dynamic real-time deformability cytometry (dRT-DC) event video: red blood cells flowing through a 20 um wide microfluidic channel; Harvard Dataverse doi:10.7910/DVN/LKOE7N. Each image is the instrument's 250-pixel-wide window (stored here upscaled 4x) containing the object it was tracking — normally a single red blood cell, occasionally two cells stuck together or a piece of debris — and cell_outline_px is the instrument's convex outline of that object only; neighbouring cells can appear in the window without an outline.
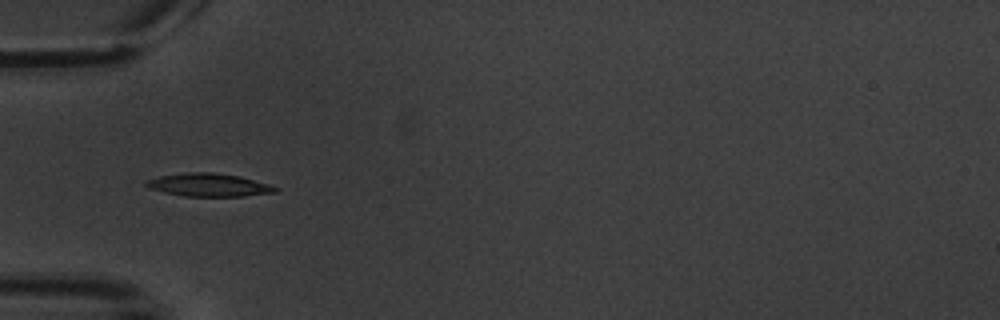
{"species": "common noctule bat (a hibernating species)", "species_latin": "Nyctalus noctula", "temperature_condition": "warm", "stored_images_in_passage": 10, "camera_frame_rate_fps": 3000, "um_per_image_px": 0.085, "animal": {"sex": "male", "body_mass_g": 20.1, "forearm_length_mm": 53.5}, "frame": {"image": 1, "passage_image": 6, "time_ms": 5.667, "image_size_px": [1000, 320], "cell_outline_px": [[280, 188], [276, 192], [244, 196], [184, 196], [164, 192], [148, 188], [144, 184], [144, 180], [160, 176], [184, 172], [212, 172], [240, 176], [268, 184]], "centroid_in_image_um": [17.71, 15.71], "position_along_channel_um": 67.3, "area_um2": 17.4}}
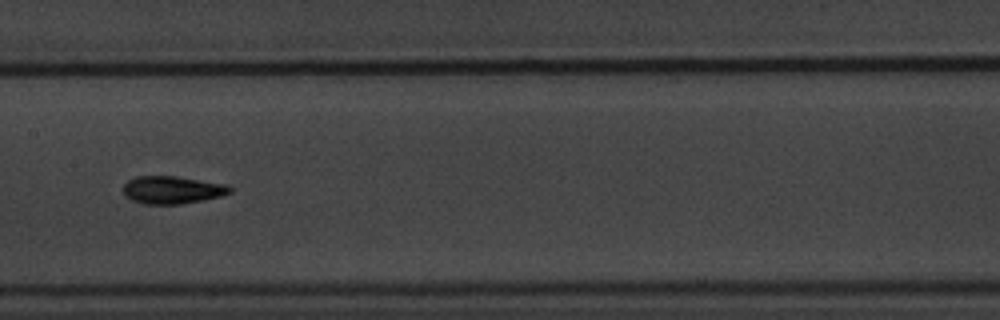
{"frame": {"image": 2, "passage_image": 9, "time_ms": 9.333, "image_size_px": [1000, 320], "cell_outline_px": [[232, 192], [220, 196], [204, 200], [180, 204], [144, 204], [132, 200], [124, 196], [124, 184], [128, 180], [136, 176], [176, 176], [228, 184], [232, 188]], "centroid_in_image_um": [14.65, 16.14], "position_along_channel_um": 192.7, "area_um2": 17.34}}
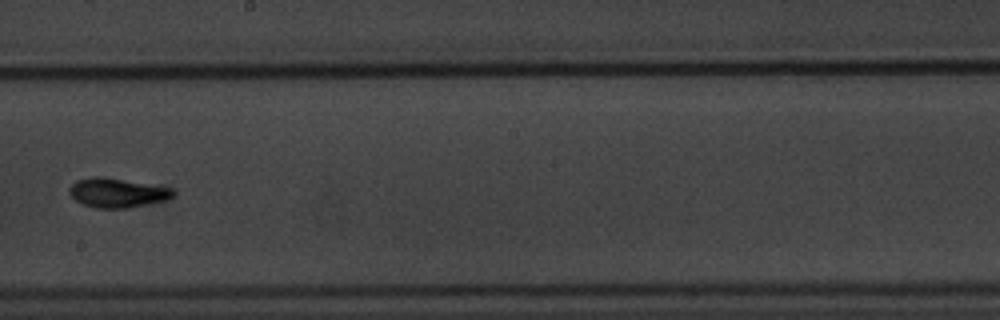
{"frame": {"image": 3, "passage_image": 10, "time_ms": 10.667, "image_size_px": [1000, 320], "cell_outline_px": [[176, 192], [172, 196], [164, 200], [128, 208], [96, 208], [84, 204], [76, 200], [68, 192], [68, 188], [76, 180], [92, 176], [104, 176], [172, 188]], "centroid_in_image_um": [9.93, 16.37], "position_along_channel_um": 238.3, "area_um2": 17.69}}